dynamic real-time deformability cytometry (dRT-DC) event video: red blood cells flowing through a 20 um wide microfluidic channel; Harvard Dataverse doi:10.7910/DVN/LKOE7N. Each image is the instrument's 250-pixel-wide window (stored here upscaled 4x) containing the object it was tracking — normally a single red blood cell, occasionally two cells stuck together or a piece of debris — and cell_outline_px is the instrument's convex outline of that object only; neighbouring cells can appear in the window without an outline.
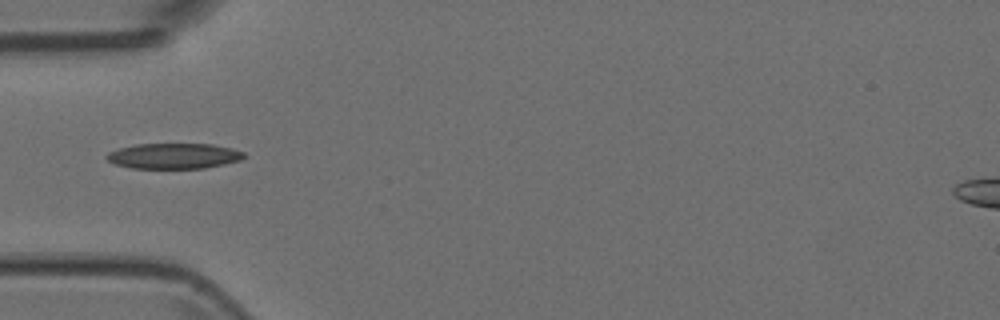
{"species": "Egyptian fruit bat (a non-hibernating species)", "species_latin": "Rousettus aegyptiacus", "temperature_condition": "room temperature", "stored_images_in_passage": 1, "camera_frame_rate_fps": 3000, "um_per_image_px": 0.085, "animal": {"sex": "female"}, "frame": {"image": 1, "passage_image": 1, "time_ms": 0.0, "image_size_px": [1000, 320], "cell_outline_px": [[248, 156], [240, 160], [224, 164], [204, 168], [132, 168], [116, 164], [108, 160], [104, 156], [108, 152], [120, 148], [136, 144], [212, 144], [232, 148], [244, 152]], "centroid_in_image_um": [14.8, 13.25], "position_along_channel_um": 70.2, "area_um2": 20.4}}